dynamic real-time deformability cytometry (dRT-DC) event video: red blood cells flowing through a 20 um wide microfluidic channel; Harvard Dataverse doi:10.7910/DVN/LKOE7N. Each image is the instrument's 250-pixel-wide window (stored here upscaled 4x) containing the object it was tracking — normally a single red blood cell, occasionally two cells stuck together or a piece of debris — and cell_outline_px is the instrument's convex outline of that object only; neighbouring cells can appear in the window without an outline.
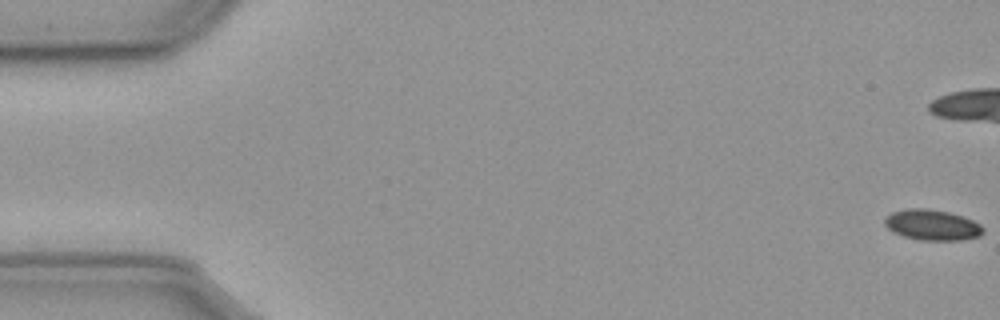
{"species": "common noctule bat (a hibernating species)", "species_latin": "Nyctalus noctula", "temperature_condition": "cold", "stored_images_in_passage": 47, "camera_frame_rate_fps": 3000, "um_per_image_px": 0.085, "animal": {"sex": "male", "body_mass_g": 23.1, "forearm_length_mm": 52.7}, "frame": {"image": 1, "passage_image": 1, "time_ms": 0.0, "image_size_px": [1000, 320], "cell_outline_px": [[984, 232], [980, 236], [960, 240], [920, 240], [904, 236], [892, 232], [884, 224], [884, 220], [892, 212], [908, 208], [924, 208], [948, 212], [972, 220], [980, 224], [984, 228]], "centroid_in_image_um": [79.23, 19.13], "position_along_channel_um": 5.8, "area_um2": 17.46}}
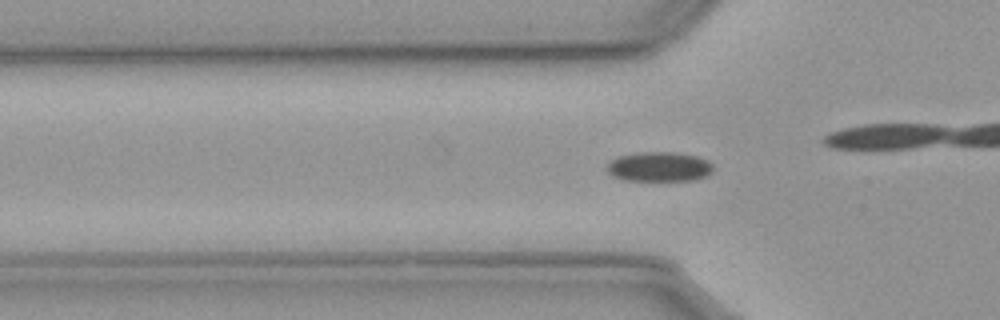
{"frame": {"image": 2, "passage_image": 19, "time_ms": 6.0, "image_size_px": [1000, 320], "cell_outline_px": [[712, 172], [708, 176], [692, 180], [620, 180], [612, 176], [608, 172], [608, 164], [612, 160], [620, 156], [640, 152], [676, 152], [696, 156], [708, 160], [712, 164]], "centroid_in_image_um": [56.05, 14.17], "position_along_channel_um": 69.7, "area_um2": 18.32}}